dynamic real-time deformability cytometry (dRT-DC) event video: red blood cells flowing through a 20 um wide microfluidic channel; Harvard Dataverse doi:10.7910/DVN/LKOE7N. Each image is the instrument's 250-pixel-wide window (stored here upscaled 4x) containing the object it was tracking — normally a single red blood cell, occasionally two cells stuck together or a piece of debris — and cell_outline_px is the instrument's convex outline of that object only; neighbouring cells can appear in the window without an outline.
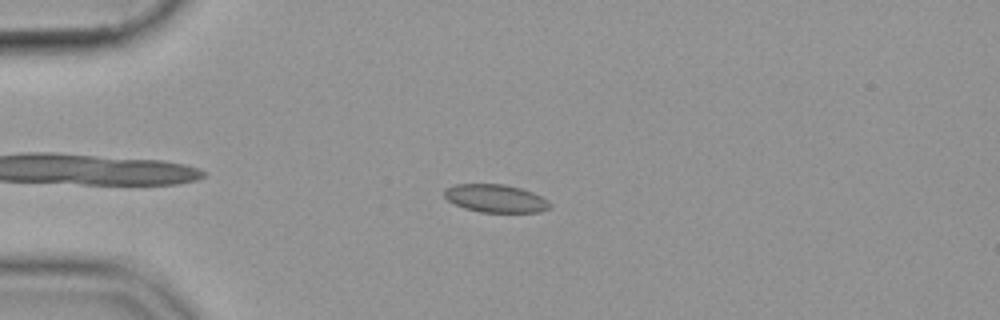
{"species": "common noctule bat (a hibernating species)", "species_latin": "Nyctalus noctula", "temperature_condition": "cold", "stored_images_in_passage": 51, "camera_frame_rate_fps": 3000, "um_per_image_px": 0.085, "animal": {"sex": "female", "body_mass_g": 19.9}, "frame": {"image": 1, "passage_image": 10, "time_ms": 3.0, "image_size_px": [1000, 320], "cell_outline_px": [[552, 208], [540, 212], [480, 212], [464, 208], [448, 200], [444, 196], [444, 188], [456, 184], [504, 184], [520, 188], [532, 192], [548, 200], [552, 204]], "centroid_in_image_um": [42.15, 16.87], "position_along_channel_um": 42.9, "area_um2": 17.28}}
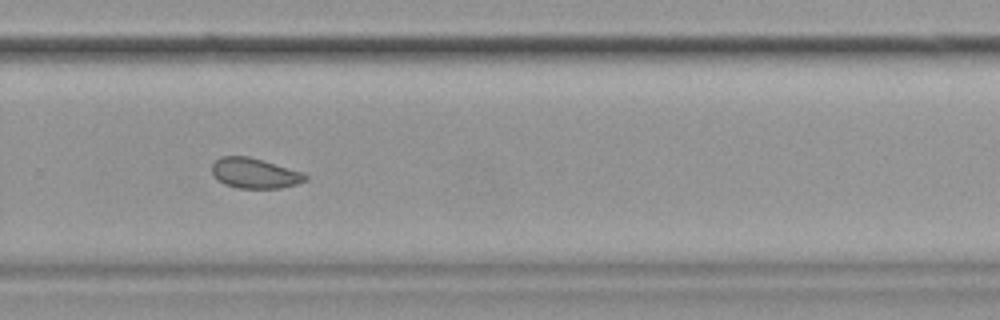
{"frame": {"image": 2, "passage_image": 34, "time_ms": 11.0, "image_size_px": [1000, 320], "cell_outline_px": [[308, 180], [296, 184], [280, 188], [236, 188], [224, 184], [212, 172], [212, 164], [220, 156], [248, 156], [304, 172], [308, 176]], "centroid_in_image_um": [21.68, 14.72], "position_along_channel_um": 308.1, "area_um2": 16.42}}
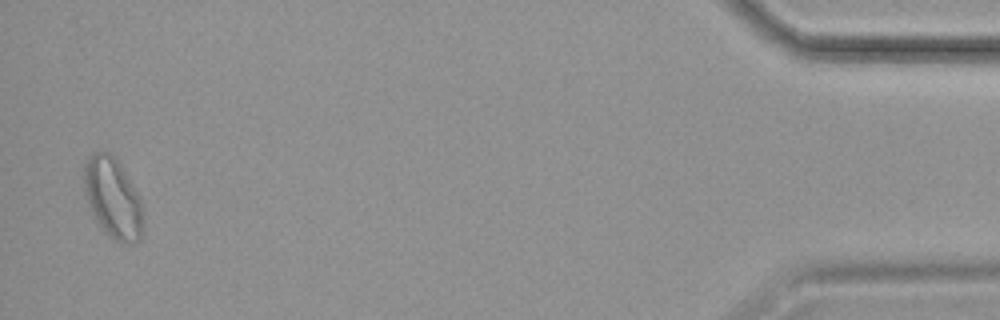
{"frame": {"image": 3, "passage_image": 50, "time_ms": 16.333, "image_size_px": [1000, 320], "cell_outline_px": [[144, 232], [140, 240], [136, 244], [120, 244], [104, 232], [100, 228], [92, 216], [84, 192], [84, 164], [88, 156], [92, 152], [108, 152], [120, 164], [140, 196], [144, 208]], "centroid_in_image_um": [9.63, 16.91], "position_along_channel_um": 425.6, "area_um2": 28.61}}